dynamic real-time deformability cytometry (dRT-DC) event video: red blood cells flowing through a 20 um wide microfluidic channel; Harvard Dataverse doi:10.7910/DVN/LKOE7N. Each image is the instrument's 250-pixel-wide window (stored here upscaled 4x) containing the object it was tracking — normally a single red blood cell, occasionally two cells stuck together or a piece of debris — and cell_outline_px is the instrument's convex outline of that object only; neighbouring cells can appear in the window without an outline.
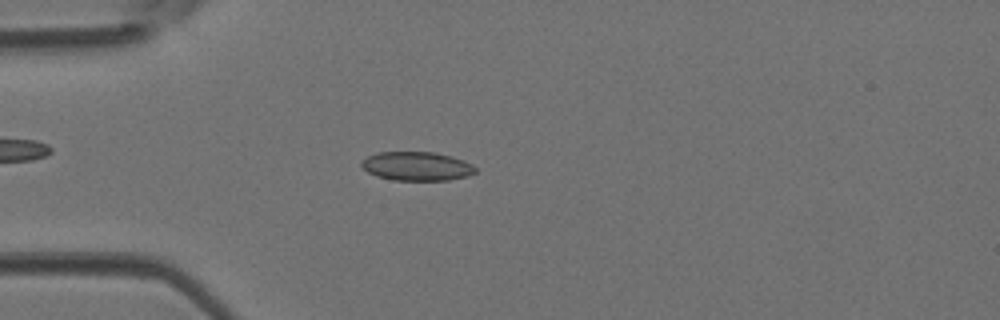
{"species": "Egyptian fruit bat (a non-hibernating species)", "species_latin": "Rousettus aegyptiacus", "temperature_condition": "room temperature", "stored_images_in_passage": 44, "camera_frame_rate_fps": 3000, "um_per_image_px": 0.085, "animal": {"sex": "female"}, "frame": {"image": 1, "passage_image": 12, "time_ms": 3.667, "image_size_px": [1000, 320], "cell_outline_px": [[476, 172], [468, 176], [448, 180], [392, 180], [376, 176], [368, 172], [360, 164], [360, 160], [376, 152], [436, 152], [452, 156], [464, 160], [472, 164], [476, 168]], "centroid_in_image_um": [35.42, 14.12], "position_along_channel_um": 49.6, "area_um2": 19.36}}
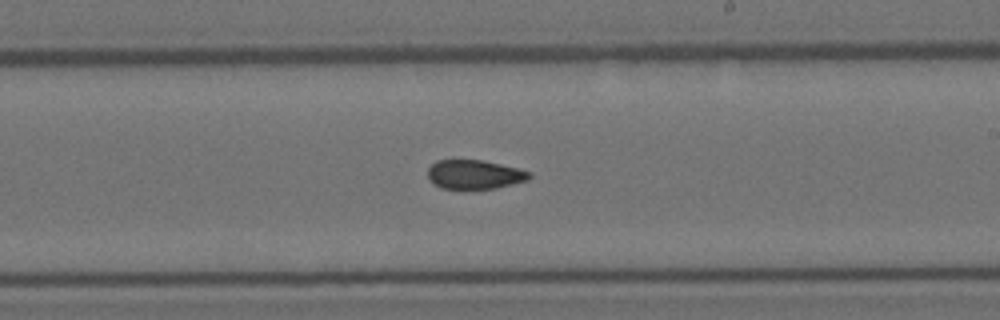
{"frame": {"image": 2, "passage_image": 26, "time_ms": 8.333, "image_size_px": [1000, 320], "cell_outline_px": [[532, 176], [528, 180], [496, 188], [440, 188], [432, 184], [428, 180], [428, 168], [436, 160], [480, 160], [520, 168], [528, 172]], "centroid_in_image_um": [40.3, 14.83], "position_along_channel_um": 248.7, "area_um2": 17.17}}
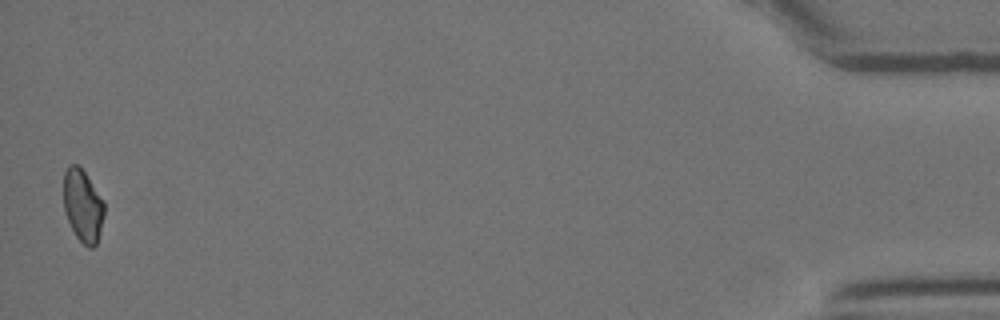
{"frame": {"image": 3, "passage_image": 44, "time_ms": 14.333, "image_size_px": [1000, 320], "cell_outline_px": [[104, 216], [96, 244], [92, 248], [88, 248], [76, 236], [64, 212], [64, 172], [68, 164], [80, 164], [104, 200]], "centroid_in_image_um": [7.04, 17.43], "position_along_channel_um": 428.2, "area_um2": 17.34}}